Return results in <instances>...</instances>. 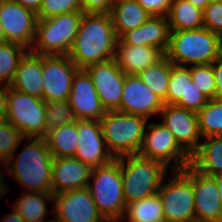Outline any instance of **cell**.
<instances>
[{"label": "cell", "mask_w": 222, "mask_h": 222, "mask_svg": "<svg viewBox=\"0 0 222 222\" xmlns=\"http://www.w3.org/2000/svg\"><path fill=\"white\" fill-rule=\"evenodd\" d=\"M117 41L110 13H84L68 57L85 69L114 59Z\"/></svg>", "instance_id": "1"}, {"label": "cell", "mask_w": 222, "mask_h": 222, "mask_svg": "<svg viewBox=\"0 0 222 222\" xmlns=\"http://www.w3.org/2000/svg\"><path fill=\"white\" fill-rule=\"evenodd\" d=\"M31 140L12 162L9 159L3 167L30 192H52L53 155L44 138Z\"/></svg>", "instance_id": "2"}, {"label": "cell", "mask_w": 222, "mask_h": 222, "mask_svg": "<svg viewBox=\"0 0 222 222\" xmlns=\"http://www.w3.org/2000/svg\"><path fill=\"white\" fill-rule=\"evenodd\" d=\"M222 54V38L205 27L170 31L165 56L177 66L212 64Z\"/></svg>", "instance_id": "3"}, {"label": "cell", "mask_w": 222, "mask_h": 222, "mask_svg": "<svg viewBox=\"0 0 222 222\" xmlns=\"http://www.w3.org/2000/svg\"><path fill=\"white\" fill-rule=\"evenodd\" d=\"M87 188L97 206L99 213L107 222H120L126 210L123 181L121 174V157L110 163L93 168Z\"/></svg>", "instance_id": "4"}, {"label": "cell", "mask_w": 222, "mask_h": 222, "mask_svg": "<svg viewBox=\"0 0 222 222\" xmlns=\"http://www.w3.org/2000/svg\"><path fill=\"white\" fill-rule=\"evenodd\" d=\"M148 119L120 111H106L99 120L108 151L114 159L138 154Z\"/></svg>", "instance_id": "5"}, {"label": "cell", "mask_w": 222, "mask_h": 222, "mask_svg": "<svg viewBox=\"0 0 222 222\" xmlns=\"http://www.w3.org/2000/svg\"><path fill=\"white\" fill-rule=\"evenodd\" d=\"M121 174L126 205L159 192L167 167L138 154L121 157Z\"/></svg>", "instance_id": "6"}, {"label": "cell", "mask_w": 222, "mask_h": 222, "mask_svg": "<svg viewBox=\"0 0 222 222\" xmlns=\"http://www.w3.org/2000/svg\"><path fill=\"white\" fill-rule=\"evenodd\" d=\"M84 12L74 11L38 19L31 52L42 56L68 55L78 33Z\"/></svg>", "instance_id": "7"}, {"label": "cell", "mask_w": 222, "mask_h": 222, "mask_svg": "<svg viewBox=\"0 0 222 222\" xmlns=\"http://www.w3.org/2000/svg\"><path fill=\"white\" fill-rule=\"evenodd\" d=\"M7 122L24 138L47 135L45 101L41 98L6 87Z\"/></svg>", "instance_id": "8"}, {"label": "cell", "mask_w": 222, "mask_h": 222, "mask_svg": "<svg viewBox=\"0 0 222 222\" xmlns=\"http://www.w3.org/2000/svg\"><path fill=\"white\" fill-rule=\"evenodd\" d=\"M172 180L161 183L159 194L163 202L165 222H196L192 166L172 170Z\"/></svg>", "instance_id": "9"}, {"label": "cell", "mask_w": 222, "mask_h": 222, "mask_svg": "<svg viewBox=\"0 0 222 222\" xmlns=\"http://www.w3.org/2000/svg\"><path fill=\"white\" fill-rule=\"evenodd\" d=\"M138 155L163 163L171 170H182L191 163V157L178 145L171 131L163 123H148ZM174 159V160H172Z\"/></svg>", "instance_id": "10"}, {"label": "cell", "mask_w": 222, "mask_h": 222, "mask_svg": "<svg viewBox=\"0 0 222 222\" xmlns=\"http://www.w3.org/2000/svg\"><path fill=\"white\" fill-rule=\"evenodd\" d=\"M37 14L11 0H0V22L8 42L31 50L36 36Z\"/></svg>", "instance_id": "11"}, {"label": "cell", "mask_w": 222, "mask_h": 222, "mask_svg": "<svg viewBox=\"0 0 222 222\" xmlns=\"http://www.w3.org/2000/svg\"><path fill=\"white\" fill-rule=\"evenodd\" d=\"M78 69L68 55L43 56L42 99L45 102L68 100Z\"/></svg>", "instance_id": "12"}, {"label": "cell", "mask_w": 222, "mask_h": 222, "mask_svg": "<svg viewBox=\"0 0 222 222\" xmlns=\"http://www.w3.org/2000/svg\"><path fill=\"white\" fill-rule=\"evenodd\" d=\"M106 111H120L125 73L114 59L85 68Z\"/></svg>", "instance_id": "13"}, {"label": "cell", "mask_w": 222, "mask_h": 222, "mask_svg": "<svg viewBox=\"0 0 222 222\" xmlns=\"http://www.w3.org/2000/svg\"><path fill=\"white\" fill-rule=\"evenodd\" d=\"M53 203V213L60 222H107L87 187L54 194Z\"/></svg>", "instance_id": "14"}, {"label": "cell", "mask_w": 222, "mask_h": 222, "mask_svg": "<svg viewBox=\"0 0 222 222\" xmlns=\"http://www.w3.org/2000/svg\"><path fill=\"white\" fill-rule=\"evenodd\" d=\"M160 114L163 123L173 134L178 145L191 157L199 148V130L197 113L183 109L175 104H164Z\"/></svg>", "instance_id": "15"}, {"label": "cell", "mask_w": 222, "mask_h": 222, "mask_svg": "<svg viewBox=\"0 0 222 222\" xmlns=\"http://www.w3.org/2000/svg\"><path fill=\"white\" fill-rule=\"evenodd\" d=\"M77 132L75 158L91 169L104 166L114 159L107 149L99 120H77Z\"/></svg>", "instance_id": "16"}, {"label": "cell", "mask_w": 222, "mask_h": 222, "mask_svg": "<svg viewBox=\"0 0 222 222\" xmlns=\"http://www.w3.org/2000/svg\"><path fill=\"white\" fill-rule=\"evenodd\" d=\"M68 102L75 120H100L106 114L85 69H78L74 74Z\"/></svg>", "instance_id": "17"}, {"label": "cell", "mask_w": 222, "mask_h": 222, "mask_svg": "<svg viewBox=\"0 0 222 222\" xmlns=\"http://www.w3.org/2000/svg\"><path fill=\"white\" fill-rule=\"evenodd\" d=\"M164 101L154 94L138 75H125L120 112L143 116L160 114Z\"/></svg>", "instance_id": "18"}, {"label": "cell", "mask_w": 222, "mask_h": 222, "mask_svg": "<svg viewBox=\"0 0 222 222\" xmlns=\"http://www.w3.org/2000/svg\"><path fill=\"white\" fill-rule=\"evenodd\" d=\"M192 186L196 222H222V204L215 179L192 167Z\"/></svg>", "instance_id": "19"}, {"label": "cell", "mask_w": 222, "mask_h": 222, "mask_svg": "<svg viewBox=\"0 0 222 222\" xmlns=\"http://www.w3.org/2000/svg\"><path fill=\"white\" fill-rule=\"evenodd\" d=\"M92 169L75 157H54L52 167V192L60 194L86 188L91 182Z\"/></svg>", "instance_id": "20"}, {"label": "cell", "mask_w": 222, "mask_h": 222, "mask_svg": "<svg viewBox=\"0 0 222 222\" xmlns=\"http://www.w3.org/2000/svg\"><path fill=\"white\" fill-rule=\"evenodd\" d=\"M169 38L170 28L167 16H150L141 26L125 33L117 41V45L155 47L165 55Z\"/></svg>", "instance_id": "21"}, {"label": "cell", "mask_w": 222, "mask_h": 222, "mask_svg": "<svg viewBox=\"0 0 222 222\" xmlns=\"http://www.w3.org/2000/svg\"><path fill=\"white\" fill-rule=\"evenodd\" d=\"M43 56L28 51L21 59L11 88L42 99Z\"/></svg>", "instance_id": "22"}, {"label": "cell", "mask_w": 222, "mask_h": 222, "mask_svg": "<svg viewBox=\"0 0 222 222\" xmlns=\"http://www.w3.org/2000/svg\"><path fill=\"white\" fill-rule=\"evenodd\" d=\"M163 56L164 54L155 47L116 45L114 60L126 75H138Z\"/></svg>", "instance_id": "23"}, {"label": "cell", "mask_w": 222, "mask_h": 222, "mask_svg": "<svg viewBox=\"0 0 222 222\" xmlns=\"http://www.w3.org/2000/svg\"><path fill=\"white\" fill-rule=\"evenodd\" d=\"M191 156L190 165L201 174L214 177L222 174V136L206 137Z\"/></svg>", "instance_id": "24"}, {"label": "cell", "mask_w": 222, "mask_h": 222, "mask_svg": "<svg viewBox=\"0 0 222 222\" xmlns=\"http://www.w3.org/2000/svg\"><path fill=\"white\" fill-rule=\"evenodd\" d=\"M110 15L118 40L125 33L141 26L151 16L137 0H128L114 4Z\"/></svg>", "instance_id": "25"}, {"label": "cell", "mask_w": 222, "mask_h": 222, "mask_svg": "<svg viewBox=\"0 0 222 222\" xmlns=\"http://www.w3.org/2000/svg\"><path fill=\"white\" fill-rule=\"evenodd\" d=\"M167 19L170 31L195 30L203 27V10L187 0H173Z\"/></svg>", "instance_id": "26"}, {"label": "cell", "mask_w": 222, "mask_h": 222, "mask_svg": "<svg viewBox=\"0 0 222 222\" xmlns=\"http://www.w3.org/2000/svg\"><path fill=\"white\" fill-rule=\"evenodd\" d=\"M44 139L53 157H74L78 146L77 120L48 130Z\"/></svg>", "instance_id": "27"}, {"label": "cell", "mask_w": 222, "mask_h": 222, "mask_svg": "<svg viewBox=\"0 0 222 222\" xmlns=\"http://www.w3.org/2000/svg\"><path fill=\"white\" fill-rule=\"evenodd\" d=\"M125 220L128 222H165L163 202L159 192L127 204L121 221Z\"/></svg>", "instance_id": "28"}, {"label": "cell", "mask_w": 222, "mask_h": 222, "mask_svg": "<svg viewBox=\"0 0 222 222\" xmlns=\"http://www.w3.org/2000/svg\"><path fill=\"white\" fill-rule=\"evenodd\" d=\"M46 200H54L53 193L27 192L15 202L14 209L25 222H50L44 220L47 215Z\"/></svg>", "instance_id": "29"}, {"label": "cell", "mask_w": 222, "mask_h": 222, "mask_svg": "<svg viewBox=\"0 0 222 222\" xmlns=\"http://www.w3.org/2000/svg\"><path fill=\"white\" fill-rule=\"evenodd\" d=\"M174 64L164 55L158 62L138 74L145 85L163 101L166 100L171 68Z\"/></svg>", "instance_id": "30"}, {"label": "cell", "mask_w": 222, "mask_h": 222, "mask_svg": "<svg viewBox=\"0 0 222 222\" xmlns=\"http://www.w3.org/2000/svg\"><path fill=\"white\" fill-rule=\"evenodd\" d=\"M23 46L5 42L0 44V85L10 86L14 80L16 70L21 59L27 53Z\"/></svg>", "instance_id": "31"}, {"label": "cell", "mask_w": 222, "mask_h": 222, "mask_svg": "<svg viewBox=\"0 0 222 222\" xmlns=\"http://www.w3.org/2000/svg\"><path fill=\"white\" fill-rule=\"evenodd\" d=\"M197 116L203 138L222 136V101L209 100Z\"/></svg>", "instance_id": "32"}, {"label": "cell", "mask_w": 222, "mask_h": 222, "mask_svg": "<svg viewBox=\"0 0 222 222\" xmlns=\"http://www.w3.org/2000/svg\"><path fill=\"white\" fill-rule=\"evenodd\" d=\"M188 80H192L190 69L187 66L173 65L164 104H176L181 97H185L188 91Z\"/></svg>", "instance_id": "33"}, {"label": "cell", "mask_w": 222, "mask_h": 222, "mask_svg": "<svg viewBox=\"0 0 222 222\" xmlns=\"http://www.w3.org/2000/svg\"><path fill=\"white\" fill-rule=\"evenodd\" d=\"M47 132L75 121L68 100L45 102Z\"/></svg>", "instance_id": "34"}, {"label": "cell", "mask_w": 222, "mask_h": 222, "mask_svg": "<svg viewBox=\"0 0 222 222\" xmlns=\"http://www.w3.org/2000/svg\"><path fill=\"white\" fill-rule=\"evenodd\" d=\"M25 138L7 121L0 122V161L14 159V153Z\"/></svg>", "instance_id": "35"}, {"label": "cell", "mask_w": 222, "mask_h": 222, "mask_svg": "<svg viewBox=\"0 0 222 222\" xmlns=\"http://www.w3.org/2000/svg\"><path fill=\"white\" fill-rule=\"evenodd\" d=\"M192 82L209 100L214 99L216 91L215 75L212 64L191 65Z\"/></svg>", "instance_id": "36"}, {"label": "cell", "mask_w": 222, "mask_h": 222, "mask_svg": "<svg viewBox=\"0 0 222 222\" xmlns=\"http://www.w3.org/2000/svg\"><path fill=\"white\" fill-rule=\"evenodd\" d=\"M74 11H82V0H42L37 17L47 19Z\"/></svg>", "instance_id": "37"}, {"label": "cell", "mask_w": 222, "mask_h": 222, "mask_svg": "<svg viewBox=\"0 0 222 222\" xmlns=\"http://www.w3.org/2000/svg\"><path fill=\"white\" fill-rule=\"evenodd\" d=\"M203 27L222 38V0H212L204 8Z\"/></svg>", "instance_id": "38"}, {"label": "cell", "mask_w": 222, "mask_h": 222, "mask_svg": "<svg viewBox=\"0 0 222 222\" xmlns=\"http://www.w3.org/2000/svg\"><path fill=\"white\" fill-rule=\"evenodd\" d=\"M208 101L209 99L207 96L198 90L192 80H188L187 94L185 97H181V99L175 105L194 113H198L205 107Z\"/></svg>", "instance_id": "39"}, {"label": "cell", "mask_w": 222, "mask_h": 222, "mask_svg": "<svg viewBox=\"0 0 222 222\" xmlns=\"http://www.w3.org/2000/svg\"><path fill=\"white\" fill-rule=\"evenodd\" d=\"M151 16H167L173 0H137Z\"/></svg>", "instance_id": "40"}, {"label": "cell", "mask_w": 222, "mask_h": 222, "mask_svg": "<svg viewBox=\"0 0 222 222\" xmlns=\"http://www.w3.org/2000/svg\"><path fill=\"white\" fill-rule=\"evenodd\" d=\"M114 0H82L84 13H110Z\"/></svg>", "instance_id": "41"}, {"label": "cell", "mask_w": 222, "mask_h": 222, "mask_svg": "<svg viewBox=\"0 0 222 222\" xmlns=\"http://www.w3.org/2000/svg\"><path fill=\"white\" fill-rule=\"evenodd\" d=\"M212 67L216 82L214 99L222 101V54L212 62Z\"/></svg>", "instance_id": "42"}, {"label": "cell", "mask_w": 222, "mask_h": 222, "mask_svg": "<svg viewBox=\"0 0 222 222\" xmlns=\"http://www.w3.org/2000/svg\"><path fill=\"white\" fill-rule=\"evenodd\" d=\"M0 85V122L7 121L6 87Z\"/></svg>", "instance_id": "43"}, {"label": "cell", "mask_w": 222, "mask_h": 222, "mask_svg": "<svg viewBox=\"0 0 222 222\" xmlns=\"http://www.w3.org/2000/svg\"><path fill=\"white\" fill-rule=\"evenodd\" d=\"M11 1L22 5L23 7L35 12L36 14L39 13L42 4V0H11Z\"/></svg>", "instance_id": "44"}, {"label": "cell", "mask_w": 222, "mask_h": 222, "mask_svg": "<svg viewBox=\"0 0 222 222\" xmlns=\"http://www.w3.org/2000/svg\"><path fill=\"white\" fill-rule=\"evenodd\" d=\"M2 222H25L21 215L14 209L13 212L6 214Z\"/></svg>", "instance_id": "45"}, {"label": "cell", "mask_w": 222, "mask_h": 222, "mask_svg": "<svg viewBox=\"0 0 222 222\" xmlns=\"http://www.w3.org/2000/svg\"><path fill=\"white\" fill-rule=\"evenodd\" d=\"M192 3L195 7L204 10V8L212 1V0H187Z\"/></svg>", "instance_id": "46"}, {"label": "cell", "mask_w": 222, "mask_h": 222, "mask_svg": "<svg viewBox=\"0 0 222 222\" xmlns=\"http://www.w3.org/2000/svg\"><path fill=\"white\" fill-rule=\"evenodd\" d=\"M216 181V186L219 194V200L222 204V174L213 177Z\"/></svg>", "instance_id": "47"}, {"label": "cell", "mask_w": 222, "mask_h": 222, "mask_svg": "<svg viewBox=\"0 0 222 222\" xmlns=\"http://www.w3.org/2000/svg\"><path fill=\"white\" fill-rule=\"evenodd\" d=\"M5 182H4V175L3 172H0V198L2 197V195H4L5 192L8 191L7 187L5 186Z\"/></svg>", "instance_id": "48"}, {"label": "cell", "mask_w": 222, "mask_h": 222, "mask_svg": "<svg viewBox=\"0 0 222 222\" xmlns=\"http://www.w3.org/2000/svg\"><path fill=\"white\" fill-rule=\"evenodd\" d=\"M8 42L0 22V44Z\"/></svg>", "instance_id": "49"}, {"label": "cell", "mask_w": 222, "mask_h": 222, "mask_svg": "<svg viewBox=\"0 0 222 222\" xmlns=\"http://www.w3.org/2000/svg\"><path fill=\"white\" fill-rule=\"evenodd\" d=\"M124 1H128V0H114V4H118V3L124 2Z\"/></svg>", "instance_id": "50"}, {"label": "cell", "mask_w": 222, "mask_h": 222, "mask_svg": "<svg viewBox=\"0 0 222 222\" xmlns=\"http://www.w3.org/2000/svg\"><path fill=\"white\" fill-rule=\"evenodd\" d=\"M50 222H60V221L55 219V220H50Z\"/></svg>", "instance_id": "51"}]
</instances>
